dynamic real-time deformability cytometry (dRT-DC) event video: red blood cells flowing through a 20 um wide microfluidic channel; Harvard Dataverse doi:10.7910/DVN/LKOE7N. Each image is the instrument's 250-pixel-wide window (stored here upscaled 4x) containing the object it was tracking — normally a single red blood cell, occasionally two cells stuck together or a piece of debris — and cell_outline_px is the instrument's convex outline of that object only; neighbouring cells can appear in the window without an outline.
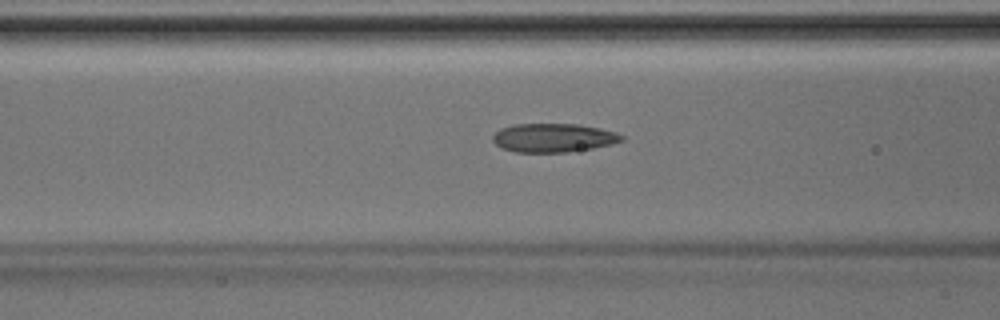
{"species": "Egyptian fruit bat (a non-hibernating species)", "species_latin": "Rousettus aegyptiacus", "temperature_condition": "room temperature", "stored_images_in_passage": 34, "camera_frame_rate_fps": 3000, "um_per_image_px": 0.085, "animal": {"sex": "male"}, "frame": {"image": 1, "passage_image": 7, "time_ms": 2.0, "image_size_px": [1000, 320], "cell_outline_px": [[624, 140], [612, 144], [592, 148], [564, 152], [516, 152], [504, 148], [496, 144], [492, 140], [492, 136], [500, 128], [512, 124], [580, 124], [600, 128], [616, 132], [624, 136]], "centroid_in_image_um": [47.05, 11.7], "position_along_channel_um": 119.6, "area_um2": 21.56}}
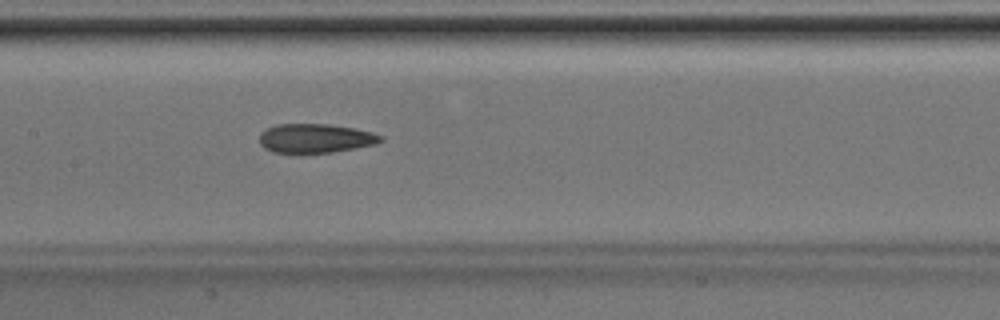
{"frame": {"image": 2, "passage_image": 11, "time_ms": 3.333, "image_size_px": [1000, 320], "cell_outline_px": [[384, 140], [376, 144], [356, 148], [332, 152], [300, 156], [296, 156], [272, 152], [264, 148], [260, 144], [260, 132], [264, 128], [276, 124], [328, 124], [352, 128], [372, 132], [384, 136]], "centroid_in_image_um": [26.75, 11.8], "position_along_channel_um": 180.7, "area_um2": 21.5}}
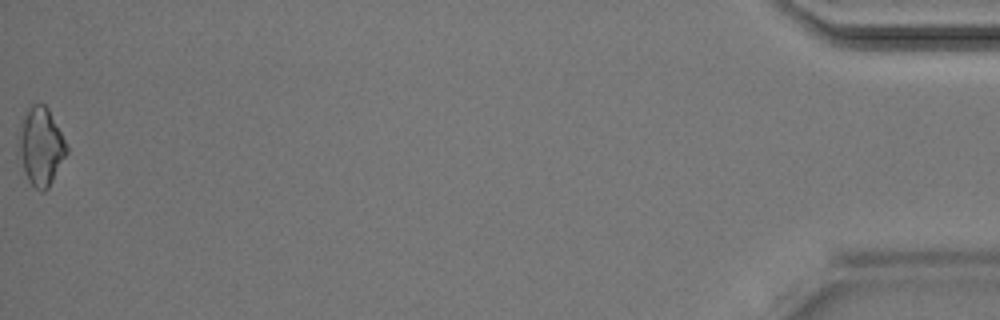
{"frame": {"image": 3, "passage_image": 34, "time_ms": 11.0, "image_size_px": [1000, 320], "cell_outline_px": [[68, 152], [48, 188], [44, 192], [40, 192], [28, 180], [16, 152], [16, 136], [20, 120], [28, 108], [32, 104], [44, 104], [48, 108], [68, 148]], "centroid_in_image_um": [3.4, 12.44], "position_along_channel_um": 431.8, "area_um2": 22.2}}